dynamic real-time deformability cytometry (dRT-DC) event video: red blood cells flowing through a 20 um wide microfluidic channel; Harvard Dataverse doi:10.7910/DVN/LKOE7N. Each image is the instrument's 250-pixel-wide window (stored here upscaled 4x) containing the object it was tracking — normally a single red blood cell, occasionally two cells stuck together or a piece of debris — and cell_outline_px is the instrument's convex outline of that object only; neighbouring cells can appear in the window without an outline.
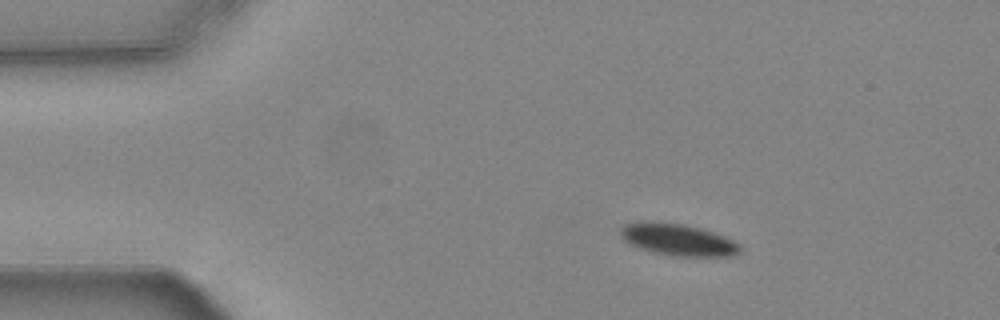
{"species": "common noctule bat (a hibernating species)", "species_latin": "Nyctalus noctula", "temperature_condition": "warm", "stored_images_in_passage": 47, "camera_frame_rate_fps": 3000, "um_per_image_px": 0.085, "animal": {"sex": "female", "body_mass_g": 24.6, "forearm_length_mm": 56.2}, "frame": {"image": 1, "passage_image": 1, "time_ms": 0.0, "image_size_px": [1000, 320], "cell_outline_px": [[740, 252], [732, 256], [676, 256], [652, 252], [640, 248], [624, 240], [620, 232], [624, 224], [636, 220], [656, 220], [684, 224], [700, 228], [724, 236], [740, 244]], "centroid_in_image_um": [57.59, 20.34], "position_along_channel_um": 27.4, "area_um2": 22.37}}
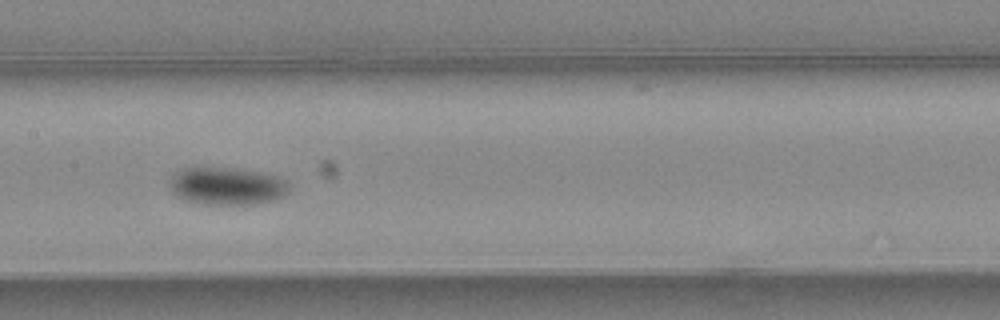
{"frame": {"image": 2, "passage_image": 19, "time_ms": 6.0, "image_size_px": [1000, 320], "cell_outline_px": [[288, 192], [272, 200], [252, 204], [204, 204], [184, 200], [172, 192], [168, 184], [172, 176], [180, 168], [228, 168], [260, 172], [276, 176], [288, 180]], "centroid_in_image_um": [19.25, 15.81], "position_along_channel_um": 188.2, "area_um2": 25.95}}
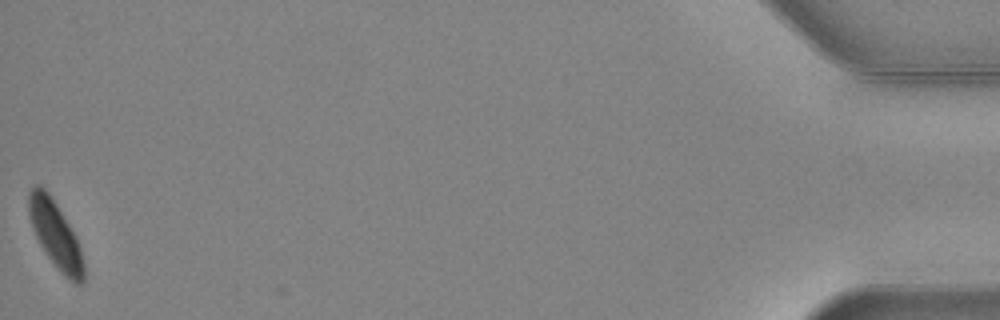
{"frame": {"image": 3, "passage_image": 47, "time_ms": 15.333, "image_size_px": [1000, 320], "cell_outline_px": [[84, 280], [80, 284], [76, 284], [68, 280], [44, 252], [32, 228], [28, 216], [28, 192], [36, 184], [40, 184], [48, 192], [56, 204], [76, 236], [80, 248], [84, 264]], "centroid_in_image_um": [4.7, 19.93], "position_along_channel_um": 430.5, "area_um2": 21.33}, "authors_computed_cell_mechanics": {"area_um2": 23.8136, "velocity_mm_per_s": 3.7071, "shape_relaxation_time_tau1_ms": 1.8724, "shape_relaxation_time_tau2_ms": null, "deformation_change_tau1": 0.1016, "deformation_change_tau2": null}}